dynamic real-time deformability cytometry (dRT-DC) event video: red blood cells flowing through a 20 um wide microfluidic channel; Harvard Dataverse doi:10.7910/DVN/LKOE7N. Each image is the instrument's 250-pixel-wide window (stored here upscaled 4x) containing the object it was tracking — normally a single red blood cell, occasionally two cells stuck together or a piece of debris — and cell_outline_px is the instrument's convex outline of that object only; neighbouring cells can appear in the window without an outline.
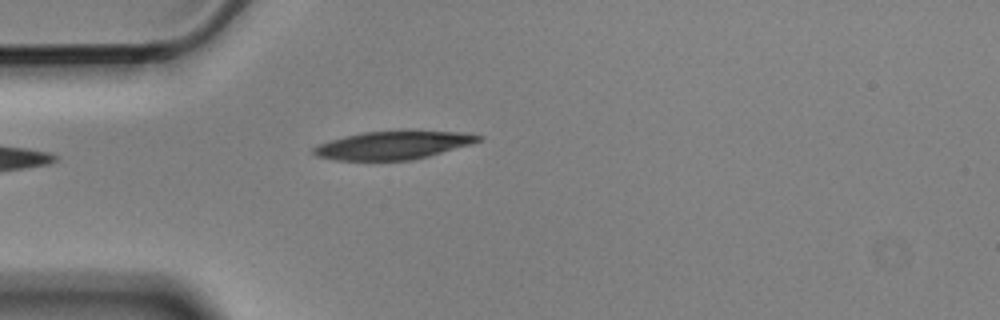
{"species": "Egyptian fruit bat (a non-hibernating species)", "species_latin": "Rousettus aegyptiacus", "temperature_condition": "cold", "stored_images_in_passage": 1, "camera_frame_rate_fps": 3000, "um_per_image_px": 0.085, "animal": {"sex": "male"}, "frame": {"image": 1, "passage_image": 1, "time_ms": 0.0, "image_size_px": [1000, 320], "cell_outline_px": [[484, 136], [480, 140], [472, 144], [428, 156], [412, 160], [336, 160], [316, 156], [312, 152], [312, 148], [316, 144], [344, 136], [364, 132], [400, 128], [464, 132]], "centroid_in_image_um": [33.44, 12.29], "position_along_channel_um": 51.6, "area_um2": 28.09}}